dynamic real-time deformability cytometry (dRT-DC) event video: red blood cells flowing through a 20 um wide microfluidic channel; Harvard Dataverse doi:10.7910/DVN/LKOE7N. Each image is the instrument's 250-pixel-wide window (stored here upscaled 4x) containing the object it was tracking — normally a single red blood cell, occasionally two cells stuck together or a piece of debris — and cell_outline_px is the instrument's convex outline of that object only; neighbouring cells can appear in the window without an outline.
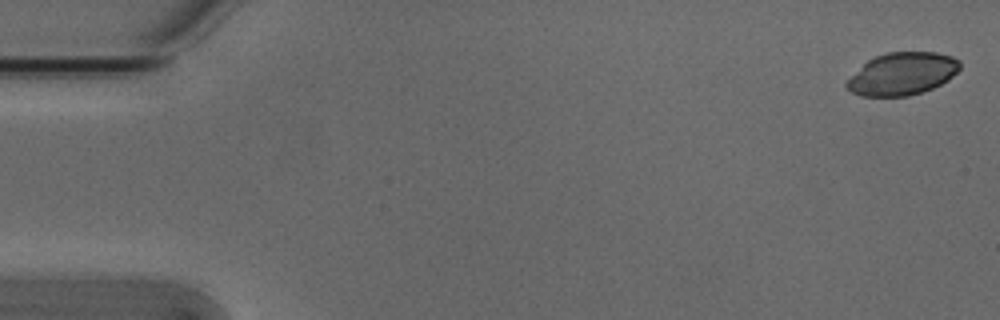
{"species": "Egyptian fruit bat (a non-hibernating species)", "species_latin": "Rousettus aegyptiacus", "temperature_condition": "cold", "stored_images_in_passage": 3, "camera_frame_rate_fps": 3000, "um_per_image_px": 0.085, "animal": {"sex": "male"}, "frame": {"image": 1, "passage_image": 1, "time_ms": 0.0, "image_size_px": [1000, 320], "cell_outline_px": [[960, 68], [948, 80], [932, 88], [908, 96], [860, 96], [844, 88], [844, 84], [868, 60], [876, 56], [888, 52], [936, 52], [952, 56], [960, 60]], "centroid_in_image_um": [76.69, 6.27], "position_along_channel_um": 8.3, "area_um2": 27.86}}